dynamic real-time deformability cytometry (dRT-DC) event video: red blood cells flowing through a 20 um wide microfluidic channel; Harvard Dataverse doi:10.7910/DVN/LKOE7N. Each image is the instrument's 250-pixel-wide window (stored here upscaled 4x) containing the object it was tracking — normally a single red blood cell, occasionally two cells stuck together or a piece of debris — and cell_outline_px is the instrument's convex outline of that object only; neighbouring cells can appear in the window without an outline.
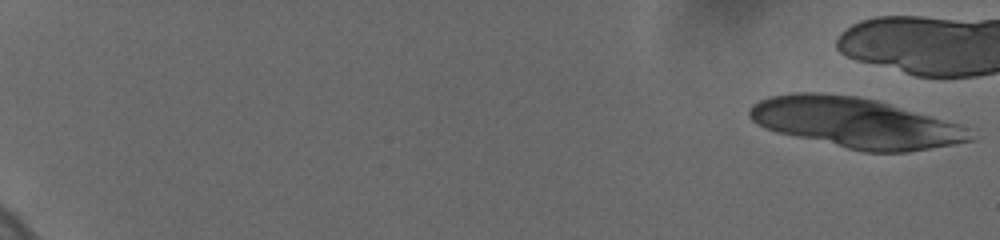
{"species": "human", "species_latin": "Homo sapiens", "temperature_condition": "cold", "stored_images_in_passage": 18, "camera_frame_rate_fps": 3000, "um_per_image_px": 0.085, "donor": {"sex": "female"}, "frame": {"image": 1, "passage_image": 1, "time_ms": 0.0, "image_size_px": [1000, 240], "cell_outline_px": [[976, 140], [908, 152], [864, 152], [776, 132], [764, 128], [752, 120], [748, 116], [748, 112], [752, 104], [760, 100], [772, 96], [796, 92], [812, 92], [856, 96], [876, 100], [956, 124], [968, 128]], "centroid_in_image_um": [72.67, 10.44], "position_along_channel_um": 12.3, "area_um2": 63.87}}